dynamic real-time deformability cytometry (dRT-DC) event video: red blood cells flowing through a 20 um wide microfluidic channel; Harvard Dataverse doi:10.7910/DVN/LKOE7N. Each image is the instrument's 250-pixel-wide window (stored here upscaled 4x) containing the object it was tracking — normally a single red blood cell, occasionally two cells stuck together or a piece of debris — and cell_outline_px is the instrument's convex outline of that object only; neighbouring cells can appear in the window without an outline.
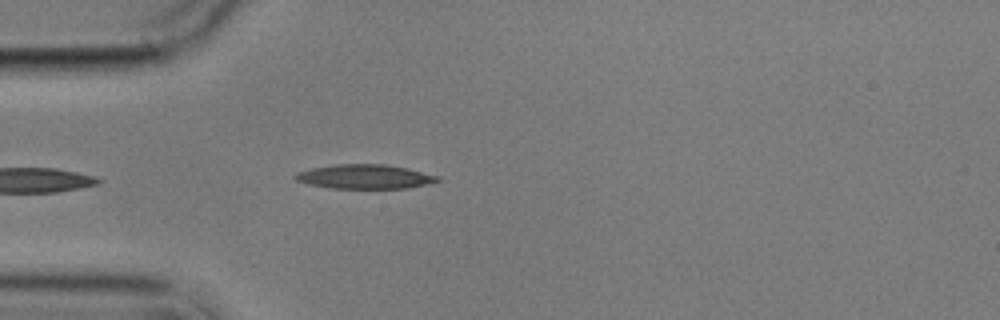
{"species": "common noctule bat (a hibernating species)", "species_latin": "Nyctalus noctula", "temperature_condition": "cold", "stored_images_in_passage": 5, "camera_frame_rate_fps": 3000, "um_per_image_px": 0.085, "animal": {"sex": "male", "body_mass_g": 17.9}, "frame": {"image": 1, "passage_image": 5, "time_ms": 4.667, "image_size_px": [1000, 320], "cell_outline_px": [[440, 180], [424, 184], [404, 188], [332, 188], [308, 184], [296, 180], [292, 176], [296, 172], [312, 168], [336, 164], [384, 164], [408, 168], [440, 176]], "centroid_in_image_um": [30.97, 15.0], "position_along_channel_um": 54.0, "area_um2": 20.0}}